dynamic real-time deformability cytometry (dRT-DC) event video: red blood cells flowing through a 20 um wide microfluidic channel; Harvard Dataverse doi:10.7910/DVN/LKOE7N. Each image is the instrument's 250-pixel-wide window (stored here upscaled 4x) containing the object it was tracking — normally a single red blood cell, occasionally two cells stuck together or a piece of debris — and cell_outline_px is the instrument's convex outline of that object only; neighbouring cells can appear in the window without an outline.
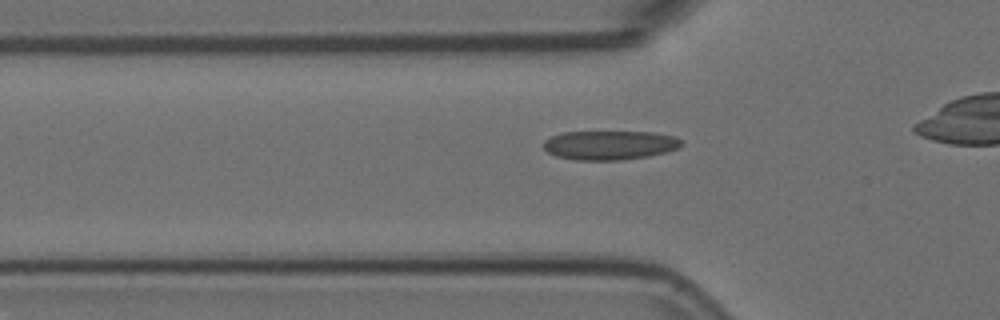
{"species": "Egyptian fruit bat (a non-hibernating species)", "species_latin": "Rousettus aegyptiacus", "temperature_condition": "room temperature", "stored_images_in_passage": 36, "camera_frame_rate_fps": 3000, "um_per_image_px": 0.085, "animal": {"sex": "female"}, "frame": {"image": 1, "passage_image": 10, "time_ms": 3.0, "image_size_px": [1000, 320], "cell_outline_px": [[684, 144], [680, 148], [648, 156], [624, 160], [576, 160], [556, 156], [548, 152], [544, 148], [544, 140], [552, 136], [564, 132], [652, 132], [676, 136]], "centroid_in_image_um": [51.85, 12.34], "position_along_channel_um": 74.0, "area_um2": 23.47}}
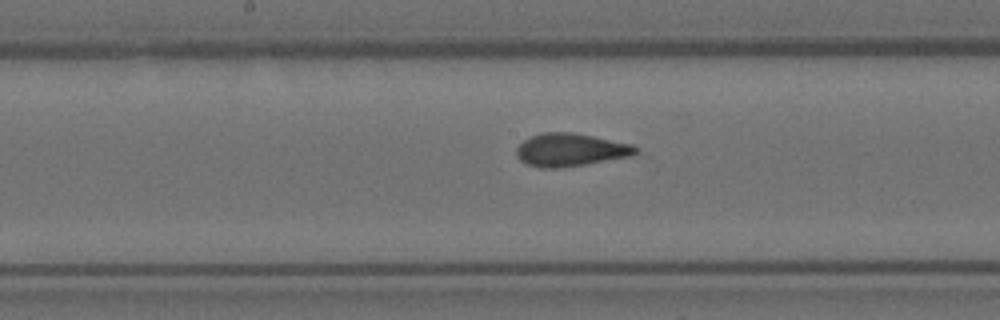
{"frame": {"image": 2, "passage_image": 20, "time_ms": 6.333, "image_size_px": [1000, 320], "cell_outline_px": [[640, 148], [632, 156], [560, 168], [540, 168], [528, 164], [520, 160], [516, 156], [516, 148], [524, 140], [540, 132], [572, 132], [632, 144]], "centroid_in_image_um": [48.48, 12.73], "position_along_channel_um": 199.7, "area_um2": 22.83}}
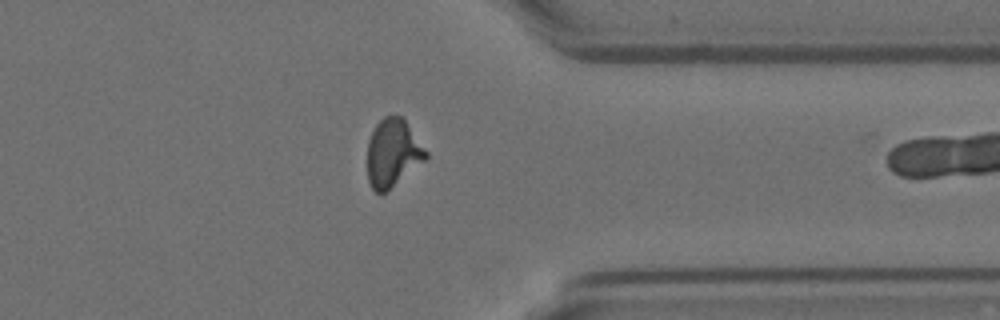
{"frame": {"image": 3, "passage_image": 35, "time_ms": 11.333, "image_size_px": [1000, 320], "cell_outline_px": [[428, 156], [424, 160], [384, 192], [376, 192], [372, 188], [368, 180], [368, 140], [376, 124], [384, 116], [400, 116], [404, 120], [428, 152]], "centroid_in_image_um": [33.36, 12.98], "position_along_channel_um": 378.0, "area_um2": 22.37}}